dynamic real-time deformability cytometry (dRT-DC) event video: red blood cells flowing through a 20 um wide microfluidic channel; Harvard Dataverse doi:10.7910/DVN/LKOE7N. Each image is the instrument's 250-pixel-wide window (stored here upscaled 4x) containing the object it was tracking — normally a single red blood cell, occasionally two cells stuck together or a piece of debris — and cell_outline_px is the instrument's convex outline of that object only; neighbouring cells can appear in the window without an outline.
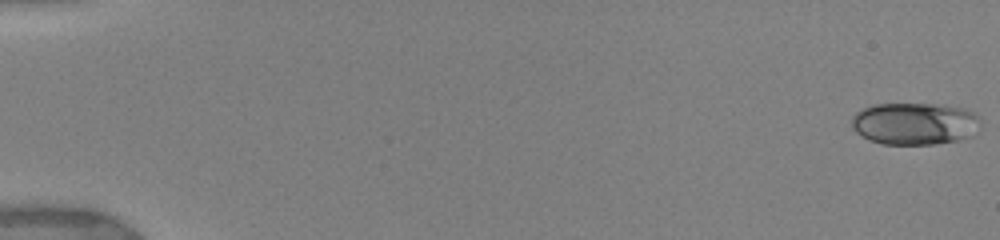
{"species": "human", "species_latin": "Homo sapiens", "temperature_condition": "warm", "stored_images_in_passage": 30, "camera_frame_rate_fps": 3000, "um_per_image_px": 0.085, "donor": {"sex": "female"}, "frame": {"image": 1, "passage_image": 1, "time_ms": 0.0, "image_size_px": [1000, 240], "cell_outline_px": [[980, 124], [976, 132], [972, 136], [956, 140], [932, 144], [884, 144], [868, 140], [856, 132], [852, 128], [852, 116], [856, 112], [872, 104], [944, 104], [968, 108], [980, 120]], "centroid_in_image_um": [77.75, 10.49], "position_along_channel_um": 7.2, "area_um2": 31.91}}
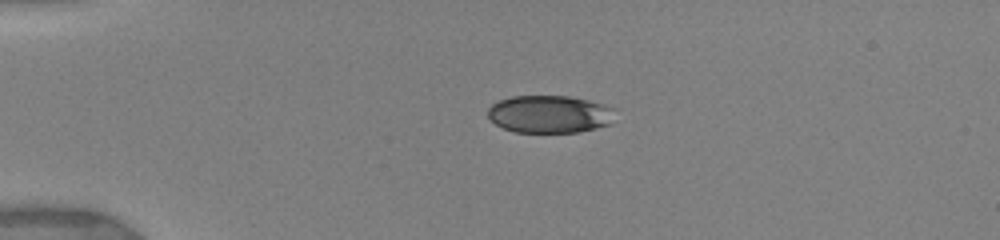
{"frame": {"image": 2, "passage_image": 10, "time_ms": 4.0, "image_size_px": [1000, 240], "cell_outline_px": [[616, 108], [612, 124], [596, 128], [576, 132], [516, 132], [504, 128], [496, 124], [488, 116], [488, 108], [492, 104], [500, 100], [512, 96], [568, 96], [588, 100]], "centroid_in_image_um": [46.75, 9.7], "position_along_channel_um": 38.3, "area_um2": 27.92}}
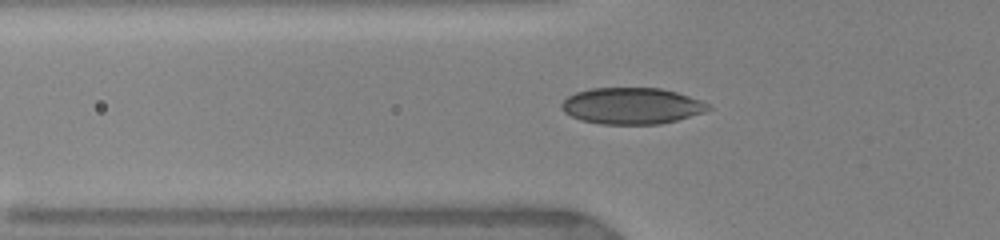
{"frame": {"image": 3, "passage_image": 15, "time_ms": 6.0, "image_size_px": [1000, 240], "cell_outline_px": [[712, 108], [704, 112], [676, 120], [660, 124], [600, 124], [580, 120], [564, 112], [560, 108], [560, 104], [568, 96], [576, 92], [592, 88], [660, 88], [676, 92], [700, 100], [708, 104]], "centroid_in_image_um": [53.66, 9.0], "position_along_channel_um": 72.1, "area_um2": 31.04}}